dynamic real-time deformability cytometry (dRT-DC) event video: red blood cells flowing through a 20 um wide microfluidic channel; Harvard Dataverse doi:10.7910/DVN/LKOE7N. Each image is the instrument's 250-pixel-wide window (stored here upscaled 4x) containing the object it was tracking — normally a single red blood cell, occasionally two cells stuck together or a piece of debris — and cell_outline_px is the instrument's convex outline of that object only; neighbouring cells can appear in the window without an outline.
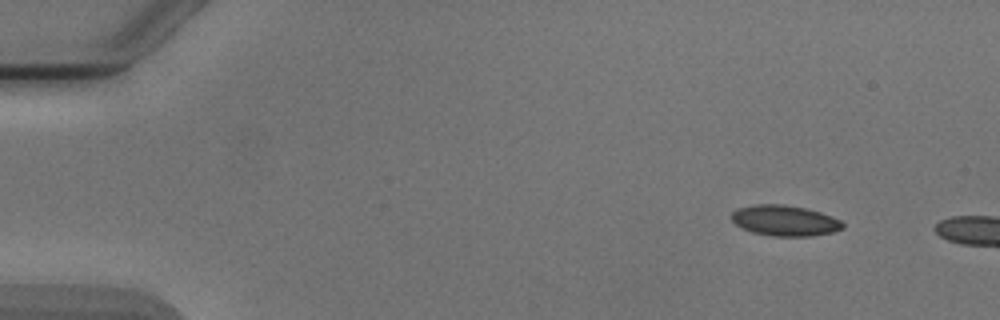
{"species": "Egyptian fruit bat (a non-hibernating species)", "species_latin": "Rousettus aegyptiacus", "temperature_condition": "cold", "stored_images_in_passage": 4, "camera_frame_rate_fps": 3000, "um_per_image_px": 0.085, "animal": {"sex": "male"}, "frame": {"image": 1, "passage_image": 1, "time_ms": 0.0, "image_size_px": [1000, 320], "cell_outline_px": [[844, 228], [832, 232], [812, 236], [772, 236], [752, 232], [736, 224], [732, 220], [732, 212], [736, 208], [756, 204], [784, 204], [804, 208], [820, 212], [832, 216], [840, 220], [844, 224]], "centroid_in_image_um": [66.71, 18.74], "position_along_channel_um": 18.3, "area_um2": 19.83}}